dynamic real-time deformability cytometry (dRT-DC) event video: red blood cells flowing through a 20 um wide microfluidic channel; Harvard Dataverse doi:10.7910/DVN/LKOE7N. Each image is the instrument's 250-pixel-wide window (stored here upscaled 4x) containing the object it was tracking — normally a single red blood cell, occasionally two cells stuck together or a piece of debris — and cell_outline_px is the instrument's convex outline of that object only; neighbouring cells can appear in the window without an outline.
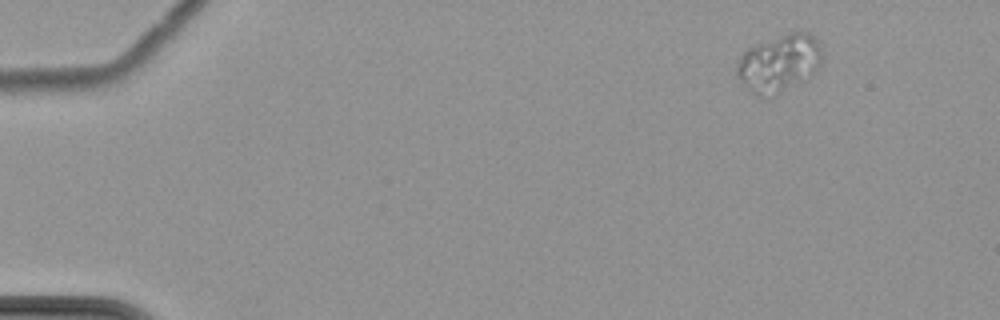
{"species": "common noctule bat (a hibernating species)", "species_latin": "Nyctalus noctula", "temperature_condition": "cold", "stored_images_in_passage": 7, "camera_frame_rate_fps": 3000, "um_per_image_px": 0.085, "animal": {"sex": "female", "body_mass_g": 22.7, "forearm_length_mm": 54.2}, "frame": {"image": 1, "passage_image": 1, "time_ms": 0.0, "image_size_px": [1000, 320], "cell_outline_px": [[824, 56], [816, 72], [776, 96], [764, 100], [760, 100], [736, 76], [736, 64], [744, 52], [748, 48], [792, 32], [808, 32], [816, 36], [820, 44]], "centroid_in_image_um": [66.25, 5.42], "position_along_channel_um": 18.7, "area_um2": 28.84}}
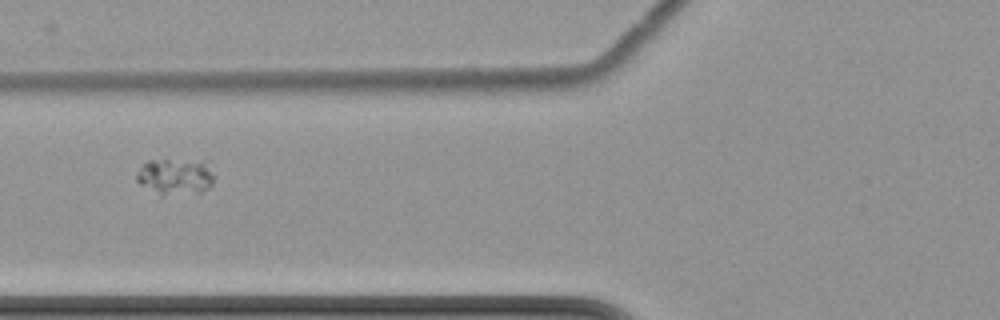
{"frame": {"image": 2, "passage_image": 6, "time_ms": 6.0, "image_size_px": [1000, 320], "cell_outline_px": [[212, 184], [208, 188], [200, 192], [160, 196], [140, 184], [136, 180], [136, 172], [148, 160], [208, 160], [212, 176]], "centroid_in_image_um": [14.89, 15.0], "position_along_channel_um": 110.9, "area_um2": 16.53}}
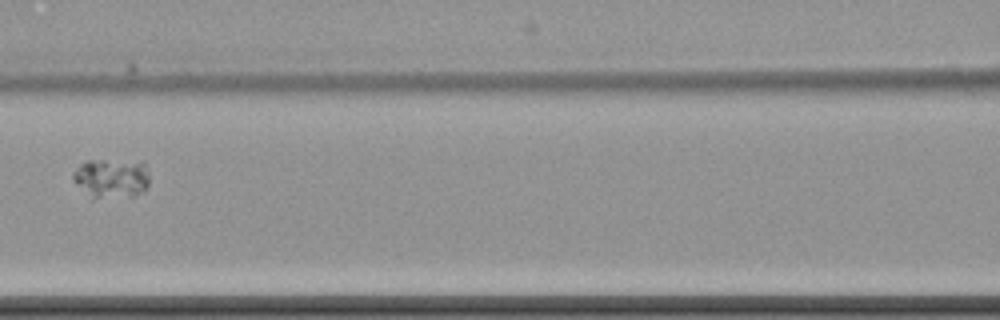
{"frame": {"image": 3, "passage_image": 7, "time_ms": 7.333, "image_size_px": [1000, 320], "cell_outline_px": [[148, 184], [144, 192], [132, 196], [92, 200], [72, 180], [72, 172], [80, 164], [88, 160], [144, 160], [148, 176]], "centroid_in_image_um": [9.46, 15.16], "position_along_channel_um": 157.1, "area_um2": 18.26}}